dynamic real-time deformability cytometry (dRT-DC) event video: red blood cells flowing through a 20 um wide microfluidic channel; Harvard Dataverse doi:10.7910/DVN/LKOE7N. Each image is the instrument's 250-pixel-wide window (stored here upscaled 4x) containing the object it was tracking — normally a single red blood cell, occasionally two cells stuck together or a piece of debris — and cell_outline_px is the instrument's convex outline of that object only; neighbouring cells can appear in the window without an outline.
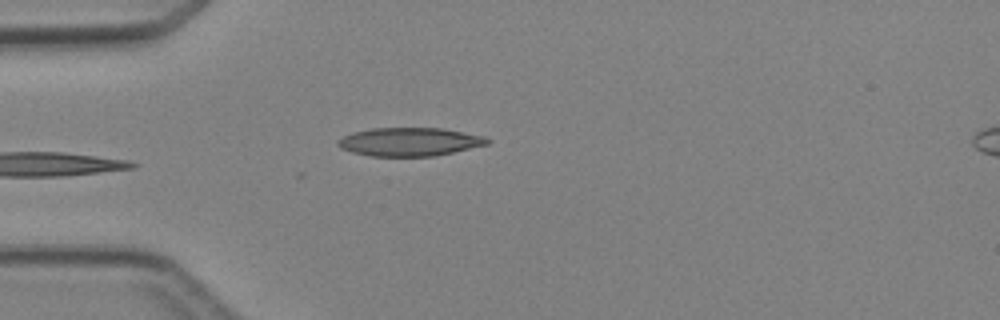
{"species": "Egyptian fruit bat (a non-hibernating species)", "species_latin": "Rousettus aegyptiacus", "temperature_condition": "cold", "stored_images_in_passage": 5, "camera_frame_rate_fps": 3000, "um_per_image_px": 0.085, "animal": {"sex": "female"}, "frame": {"image": 1, "passage_image": 5, "time_ms": 4.667, "image_size_px": [1000, 320], "cell_outline_px": [[492, 140], [488, 144], [436, 156], [368, 156], [352, 152], [340, 148], [336, 144], [336, 140], [352, 132], [372, 128], [440, 128], [488, 136]], "centroid_in_image_um": [34.82, 12.05], "position_along_channel_um": 50.2, "area_um2": 24.97}}